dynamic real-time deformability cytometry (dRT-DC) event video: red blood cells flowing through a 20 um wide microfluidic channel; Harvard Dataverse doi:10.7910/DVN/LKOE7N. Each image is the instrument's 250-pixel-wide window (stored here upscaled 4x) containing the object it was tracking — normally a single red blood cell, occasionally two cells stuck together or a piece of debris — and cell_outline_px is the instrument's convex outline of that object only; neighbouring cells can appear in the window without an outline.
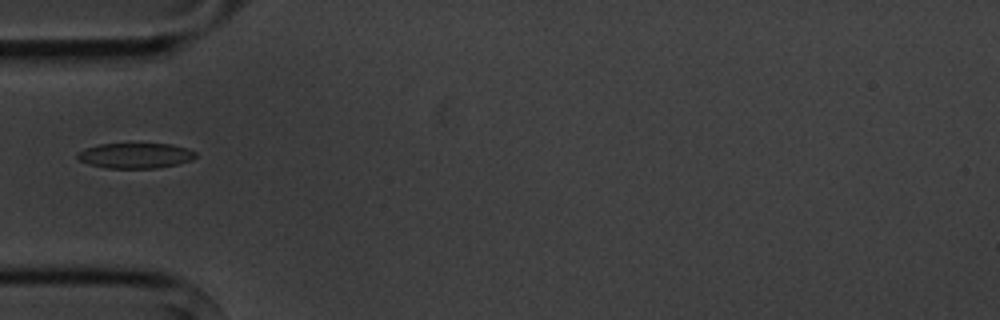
{"species": "common noctule bat (a hibernating species)", "species_latin": "Nyctalus noctula", "temperature_condition": "cold", "stored_images_in_passage": 5, "camera_frame_rate_fps": 3000, "um_per_image_px": 0.085, "animal": {"sex": "male", "body_mass_g": 20.1, "forearm_length_mm": 53.5}, "frame": {"image": 1, "passage_image": 5, "time_ms": 4.667, "image_size_px": [1000, 320], "cell_outline_px": [[196, 156], [192, 160], [176, 164], [156, 168], [108, 168], [88, 164], [76, 160], [76, 152], [84, 148], [100, 144], [172, 144], [188, 148], [196, 152]], "centroid_in_image_um": [11.46, 13.22], "position_along_channel_um": 73.5, "area_um2": 17.57}}